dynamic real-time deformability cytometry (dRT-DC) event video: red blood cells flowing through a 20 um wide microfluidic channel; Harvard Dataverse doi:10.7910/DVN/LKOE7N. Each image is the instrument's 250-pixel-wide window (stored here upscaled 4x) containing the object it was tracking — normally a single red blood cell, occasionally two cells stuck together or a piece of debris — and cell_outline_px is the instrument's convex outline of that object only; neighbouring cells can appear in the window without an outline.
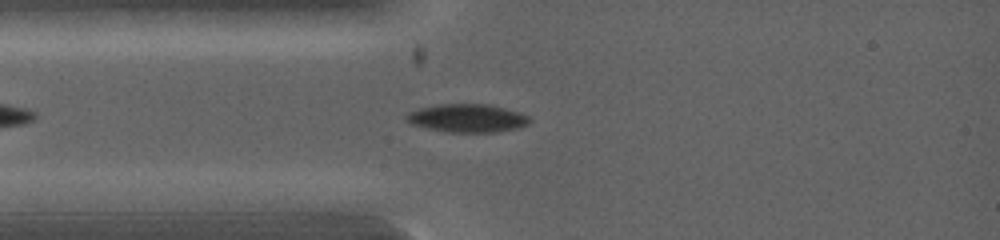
{"species": "common noctule bat (a hibernating species)", "species_latin": "Nyctalus noctula", "temperature_condition": "warm", "stored_images_in_passage": 59, "camera_frame_rate_fps": 5000, "um_per_image_px": 0.085, "animal": {"sex": "female", "body_mass_g": 19.0, "forearm_length_mm": 53.3}, "frame": {"image": 1, "passage_image": 8, "time_ms": 1.4, "image_size_px": [1000, 240], "cell_outline_px": [[532, 120], [528, 124], [516, 128], [496, 132], [448, 132], [428, 128], [412, 124], [404, 116], [408, 112], [420, 108], [436, 104], [492, 104], [520, 112], [528, 116]], "centroid_in_image_um": [39.74, 10.03], "position_along_channel_um": 45.3, "area_um2": 20.29}}
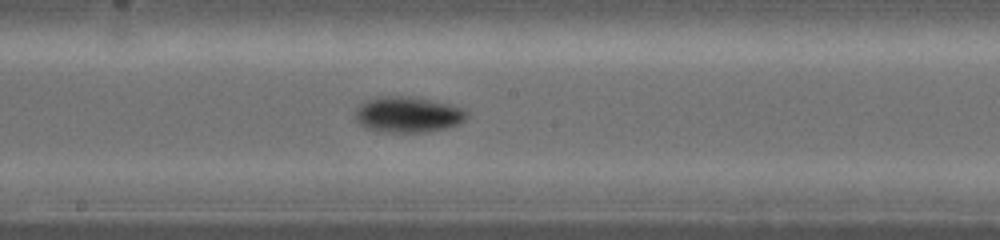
{"frame": {"image": 2, "passage_image": 31, "time_ms": 4.2, "image_size_px": [1000, 240], "cell_outline_px": [[468, 116], [464, 120], [456, 124], [444, 128], [420, 132], [392, 132], [368, 128], [360, 124], [356, 120], [356, 108], [364, 100], [376, 96], [416, 96], [452, 104], [464, 108], [468, 112]], "centroid_in_image_um": [34.68, 9.69], "position_along_channel_um": 213.5, "area_um2": 23.35}}
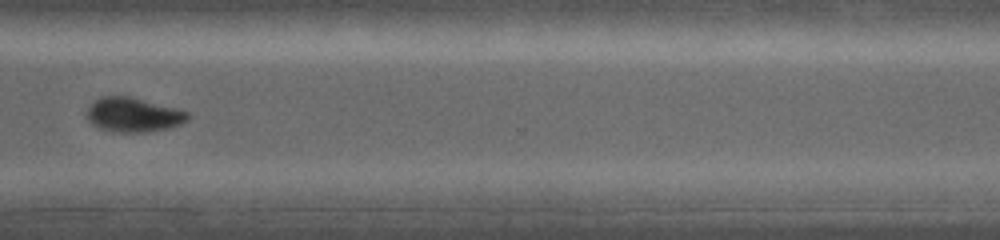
{"frame": {"image": 3, "passage_image": 47, "time_ms": 6.6, "image_size_px": [1000, 240], "cell_outline_px": [[188, 120], [180, 124], [164, 128], [144, 132], [120, 132], [100, 128], [92, 124], [88, 120], [84, 112], [88, 104], [92, 100], [100, 96], [128, 96], [176, 108], [188, 112]], "centroid_in_image_um": [11.24, 9.73], "position_along_channel_um": 359.4, "area_um2": 20.17}}